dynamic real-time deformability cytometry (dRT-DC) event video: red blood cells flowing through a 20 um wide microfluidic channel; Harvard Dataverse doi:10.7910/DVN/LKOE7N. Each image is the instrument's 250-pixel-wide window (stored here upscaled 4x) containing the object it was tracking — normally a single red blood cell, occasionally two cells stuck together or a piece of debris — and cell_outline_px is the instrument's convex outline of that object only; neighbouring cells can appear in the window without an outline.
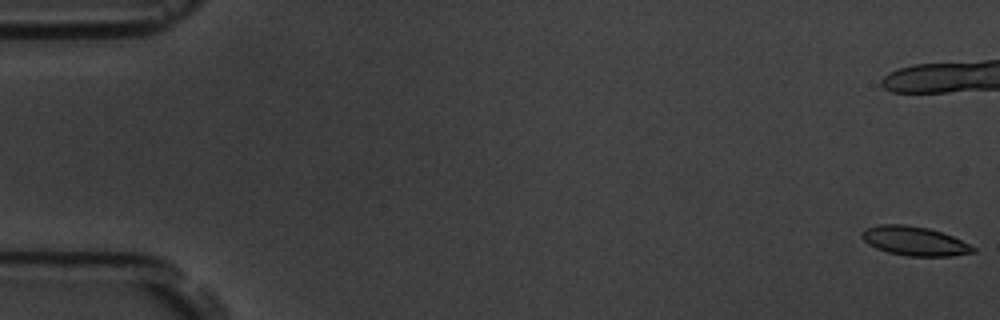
{"species": "common noctule bat (a hibernating species)", "species_latin": "Nyctalus noctula", "temperature_condition": "room temperature", "stored_images_in_passage": 7, "camera_frame_rate_fps": 3000, "um_per_image_px": 0.085, "animal": {"sex": "male", "body_mass_g": 19.5, "forearm_length_mm": 54.6}, "frame": {"image": 1, "passage_image": 1, "time_ms": 0.0, "image_size_px": [1000, 320], "cell_outline_px": [[976, 252], [948, 256], [908, 256], [888, 252], [876, 248], [868, 244], [860, 236], [860, 232], [868, 228], [880, 224], [904, 224], [928, 228], [952, 236], [976, 248]], "centroid_in_image_um": [77.7, 20.48], "position_along_channel_um": 7.3, "area_um2": 18.73}}